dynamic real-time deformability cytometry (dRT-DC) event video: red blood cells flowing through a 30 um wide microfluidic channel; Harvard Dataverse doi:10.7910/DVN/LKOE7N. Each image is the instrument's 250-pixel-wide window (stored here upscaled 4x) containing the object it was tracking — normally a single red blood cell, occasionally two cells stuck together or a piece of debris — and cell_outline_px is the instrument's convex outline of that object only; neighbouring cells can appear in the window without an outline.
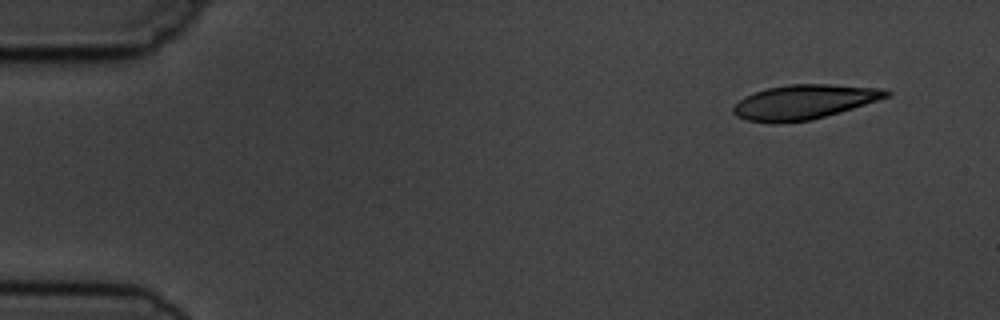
{"species": "common noctule bat (a hibernating species)", "species_latin": "Nyctalus noctula", "temperature_condition": "cold", "stored_images_in_passage": 5, "camera_frame_rate_fps": 3000, "um_per_image_px": 0.085, "animal": {"sex": "male", "body_mass_g": 19.5, "forearm_length_mm": 54.6}, "frame": {"image": 1, "passage_image": 1, "time_ms": 0.0, "image_size_px": [1000, 320], "cell_outline_px": [[892, 96], [840, 112], [812, 120], [776, 124], [772, 124], [748, 120], [736, 116], [732, 112], [732, 108], [744, 96], [768, 88], [788, 84], [828, 84], [884, 88], [892, 92]], "centroid_in_image_um": [68.38, 8.67], "position_along_channel_um": 16.6, "area_um2": 31.04}}